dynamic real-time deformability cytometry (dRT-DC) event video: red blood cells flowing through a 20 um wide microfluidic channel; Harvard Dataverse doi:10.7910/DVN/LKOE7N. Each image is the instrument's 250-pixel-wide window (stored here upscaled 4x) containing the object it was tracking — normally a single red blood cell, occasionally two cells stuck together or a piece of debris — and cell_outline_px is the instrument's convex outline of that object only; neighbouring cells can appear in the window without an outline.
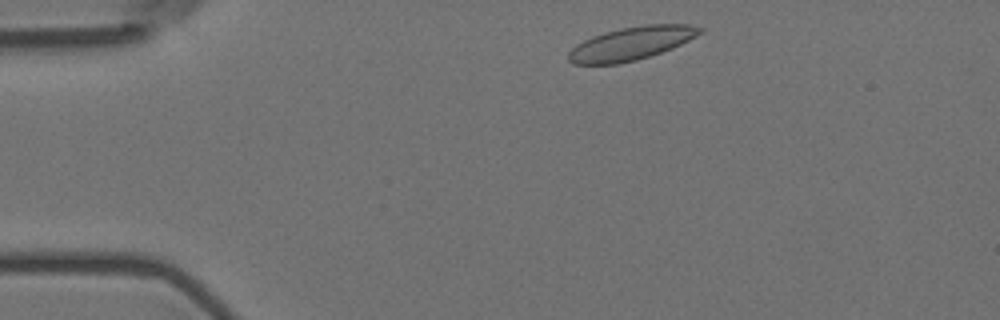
{"species": "Egyptian fruit bat (a non-hibernating species)", "species_latin": "Rousettus aegyptiacus", "temperature_condition": "room temperature", "stored_images_in_passage": 49, "camera_frame_rate_fps": 3000, "um_per_image_px": 0.085, "animal": {"sex": "female"}, "frame": {"image": 1, "passage_image": 3, "time_ms": 0.667, "image_size_px": [1000, 320], "cell_outline_px": [[704, 32], [672, 48], [636, 60], [620, 64], [572, 64], [568, 60], [568, 52], [576, 44], [592, 36], [604, 32], [620, 28], [644, 24], [688, 24], [704, 28]], "centroid_in_image_um": [53.65, 3.69], "position_along_channel_um": 31.4, "area_um2": 25.49}}
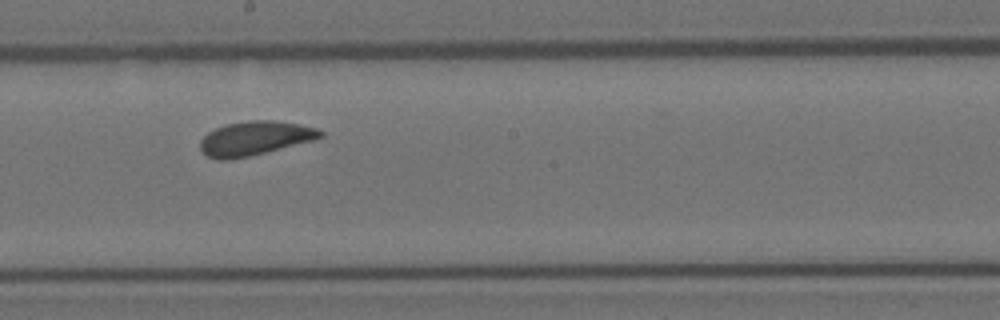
{"frame": {"image": 2, "passage_image": 24, "time_ms": 7.667, "image_size_px": [1000, 320], "cell_outline_px": [[324, 136], [316, 140], [248, 156], [228, 160], [216, 160], [208, 156], [200, 148], [200, 140], [208, 132], [216, 128], [228, 124], [248, 120], [276, 120], [300, 124], [320, 128], [324, 132]], "centroid_in_image_um": [21.72, 11.74], "position_along_channel_um": 226.5, "area_um2": 23.99}}
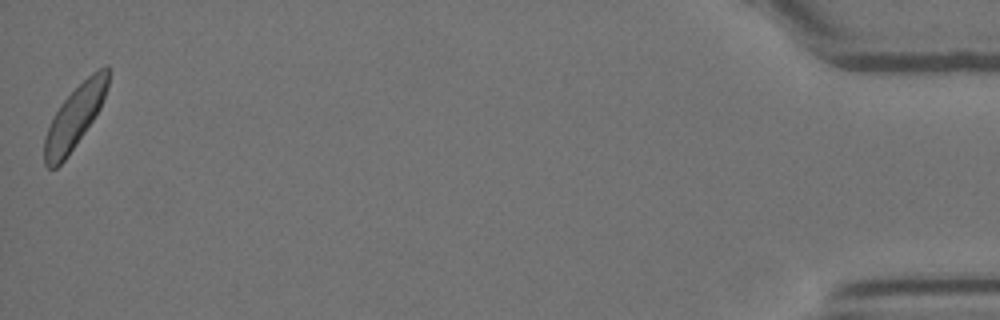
{"frame": {"image": 3, "passage_image": 49, "time_ms": 16.0, "image_size_px": [1000, 320], "cell_outline_px": [[108, 84], [100, 108], [68, 156], [56, 168], [48, 168], [44, 164], [44, 136], [52, 116], [60, 104], [92, 72], [104, 64], [108, 64]], "centroid_in_image_um": [6.32, 9.96], "position_along_channel_um": 428.9, "area_um2": 22.89}, "authors_computed_cell_mechanics": {"area_um2": 23.7558, "velocity_mm_per_s": 3.5411, "shape_relaxation_time_tau1_ms": 4.6732, "shape_relaxation_time_tau2_ms": null, "deformation_change_tau1": 0.0824, "deformation_change_tau2": null}}